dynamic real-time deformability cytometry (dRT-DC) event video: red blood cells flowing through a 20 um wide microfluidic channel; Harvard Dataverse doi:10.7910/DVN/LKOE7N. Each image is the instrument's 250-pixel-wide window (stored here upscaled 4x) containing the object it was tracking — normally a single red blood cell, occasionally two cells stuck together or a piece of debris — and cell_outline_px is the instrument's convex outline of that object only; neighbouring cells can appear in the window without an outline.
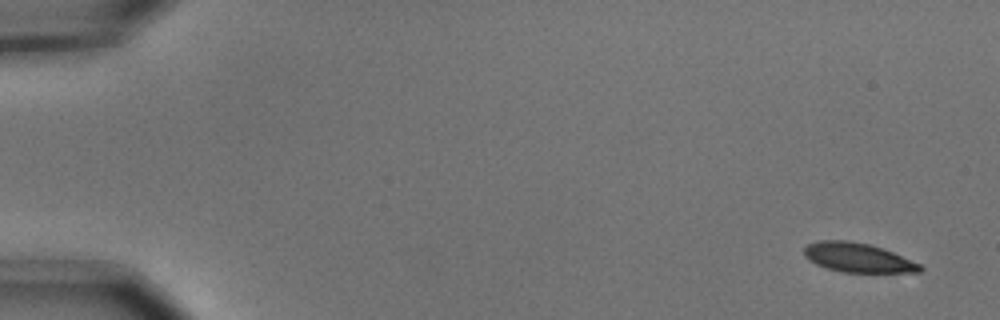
{"species": "common noctule bat (a hibernating species)", "species_latin": "Nyctalus noctula", "temperature_condition": "cold", "stored_images_in_passage": 7, "camera_frame_rate_fps": 3000, "um_per_image_px": 0.085, "animal": {"sex": "male", "body_mass_g": 15.6}, "frame": {"image": 1, "passage_image": 1, "time_ms": 0.0, "image_size_px": [1000, 320], "cell_outline_px": [[924, 268], [920, 272], [844, 272], [828, 268], [816, 264], [808, 260], [804, 256], [804, 248], [808, 244], [820, 240], [848, 240], [868, 244], [892, 252], [920, 264]], "centroid_in_image_um": [72.88, 21.89], "position_along_channel_um": 12.1, "area_um2": 19.54}}
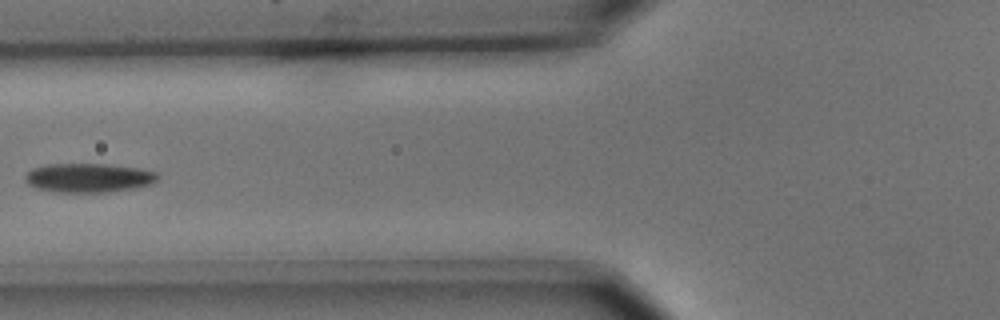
{"frame": {"image": 2, "passage_image": 6, "time_ms": 1.667, "image_size_px": [1000, 320], "cell_outline_px": [[160, 176], [152, 184], [132, 188], [108, 192], [52, 192], [28, 184], [24, 180], [24, 176], [32, 168], [48, 164], [108, 164], [140, 168], [156, 172]], "centroid_in_image_um": [7.53, 15.11], "position_along_channel_um": 118.3, "area_um2": 22.48}}
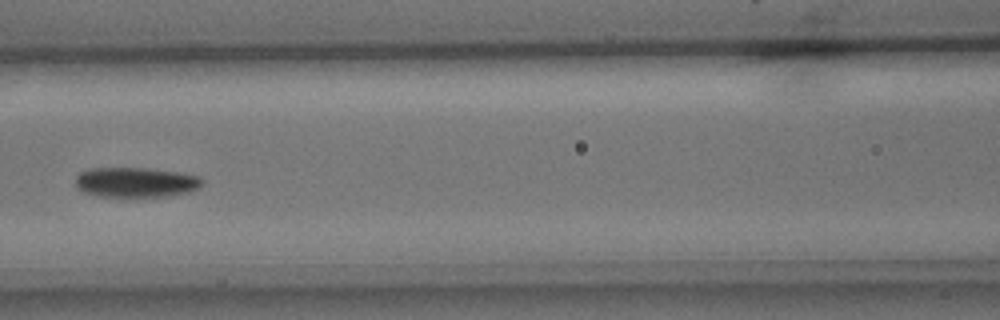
{"frame": {"image": 3, "passage_image": 7, "time_ms": 2.0, "image_size_px": [1000, 320], "cell_outline_px": [[204, 184], [200, 188], [188, 192], [168, 196], [128, 200], [100, 196], [84, 192], [76, 188], [76, 176], [80, 172], [92, 168], [148, 168], [176, 172], [200, 176], [204, 180]], "centroid_in_image_um": [11.56, 15.54], "position_along_channel_um": 155.0, "area_um2": 23.12}}